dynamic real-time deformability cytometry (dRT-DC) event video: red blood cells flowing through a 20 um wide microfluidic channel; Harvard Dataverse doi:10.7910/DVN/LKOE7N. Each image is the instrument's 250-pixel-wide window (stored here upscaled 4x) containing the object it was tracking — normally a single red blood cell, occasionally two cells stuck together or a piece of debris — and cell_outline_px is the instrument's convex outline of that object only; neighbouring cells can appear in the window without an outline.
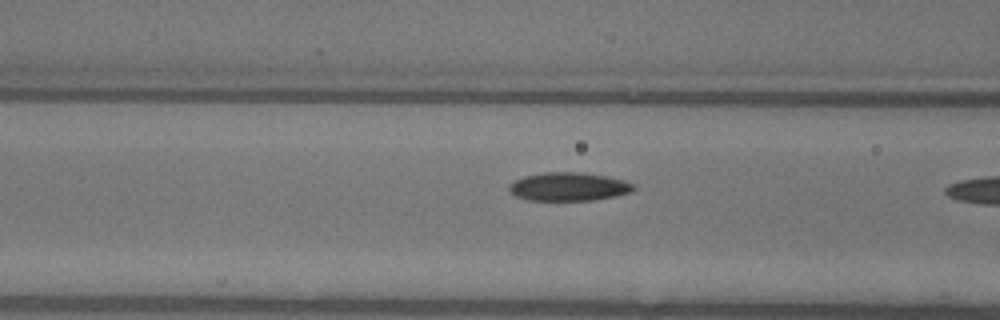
{"species": "common noctule bat (a hibernating species)", "species_latin": "Nyctalus noctula", "temperature_condition": "warm", "stored_images_in_passage": 20, "camera_frame_rate_fps": 3000, "um_per_image_px": 0.085, "animal": {"sex": "female"}, "frame": {"image": 1, "passage_image": 19, "time_ms": 6.0, "image_size_px": [1000, 320], "cell_outline_px": [[636, 188], [632, 192], [616, 196], [592, 200], [528, 200], [516, 196], [508, 192], [508, 184], [524, 176], [544, 172], [580, 172], [604, 176], [624, 180], [636, 184]], "centroid_in_image_um": [48.34, 15.87], "position_along_channel_um": 118.3, "area_um2": 20.75}}